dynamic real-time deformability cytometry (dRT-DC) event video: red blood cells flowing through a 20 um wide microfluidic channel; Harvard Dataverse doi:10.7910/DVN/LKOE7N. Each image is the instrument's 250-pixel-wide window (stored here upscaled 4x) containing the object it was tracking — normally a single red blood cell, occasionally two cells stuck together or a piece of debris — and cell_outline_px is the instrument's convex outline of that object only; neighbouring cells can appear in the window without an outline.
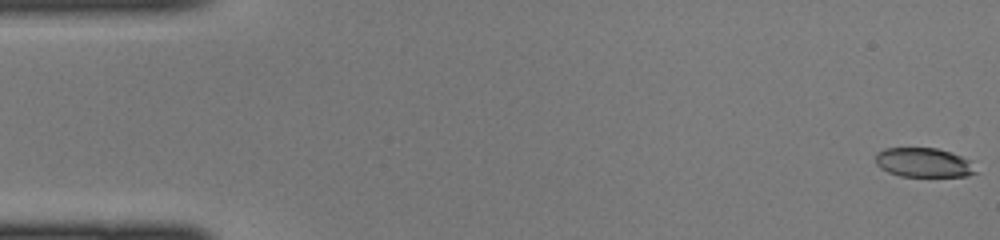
{"species": "common noctule bat (a hibernating species)", "species_latin": "Nyctalus noctula", "temperature_condition": "cold", "stored_images_in_passage": 45, "camera_frame_rate_fps": 3000, "um_per_image_px": 0.085, "animal": {"sex": "female", "body_mass_g": 22.0, "forearm_length_mm": 56.7}, "frame": {"image": 1, "passage_image": 1, "time_ms": 0.0, "image_size_px": [1000, 240], "cell_outline_px": [[976, 172], [968, 176], [900, 176], [888, 172], [880, 168], [876, 164], [876, 152], [884, 148], [936, 148], [952, 152], [968, 160]], "centroid_in_image_um": [78.45, 13.81], "position_along_channel_um": 6.5, "area_um2": 16.99}}
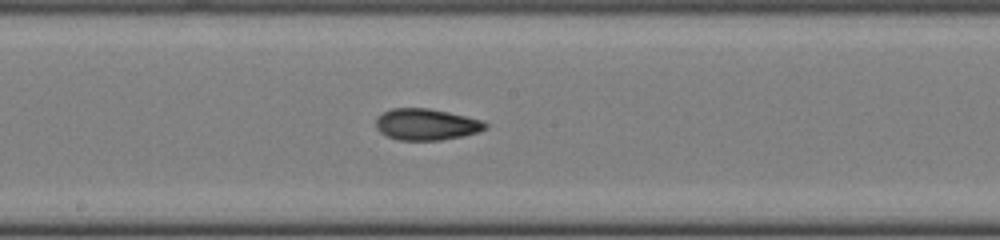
{"frame": {"image": 2, "passage_image": 24, "time_ms": 7.667, "image_size_px": [1000, 240], "cell_outline_px": [[488, 128], [480, 132], [464, 136], [440, 140], [396, 140], [380, 132], [376, 128], [376, 116], [392, 108], [428, 108], [448, 112], [484, 120], [488, 124]], "centroid_in_image_um": [36.27, 10.58], "position_along_channel_um": 211.9, "area_um2": 20.29}}
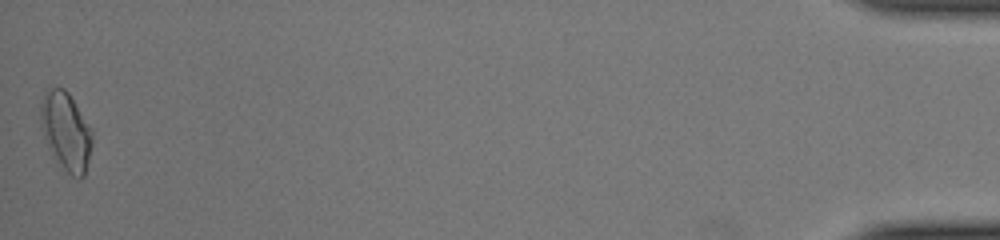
{"frame": {"image": 3, "passage_image": 45, "time_ms": 14.667, "image_size_px": [1000, 240], "cell_outline_px": [[92, 144], [84, 176], [80, 180], [72, 176], [52, 156], [48, 148], [40, 124], [40, 100], [44, 88], [64, 88], [68, 92], [92, 128]], "centroid_in_image_um": [5.58, 11.12], "position_along_channel_um": 429.6, "area_um2": 23.81}}